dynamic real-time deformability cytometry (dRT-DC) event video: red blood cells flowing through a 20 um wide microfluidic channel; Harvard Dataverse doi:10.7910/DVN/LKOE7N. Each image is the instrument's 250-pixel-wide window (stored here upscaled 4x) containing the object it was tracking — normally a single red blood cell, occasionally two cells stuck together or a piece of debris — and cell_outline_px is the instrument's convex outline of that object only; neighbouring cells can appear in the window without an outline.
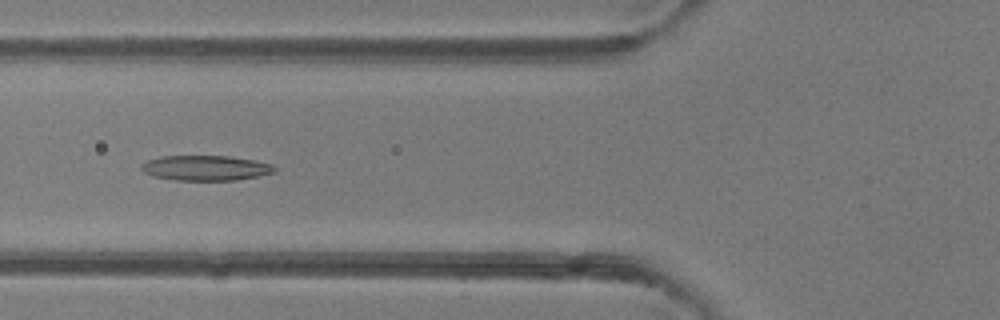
{"species": "common noctule bat (a hibernating species)", "species_latin": "Nyctalus noctula", "temperature_condition": "room temperature", "stored_images_in_passage": 50, "camera_frame_rate_fps": 3000, "um_per_image_px": 0.085, "animal": {"sex": "female"}, "frame": {"image": 1, "passage_image": 19, "time_ms": 6.0, "image_size_px": [1000, 320], "cell_outline_px": [[276, 172], [260, 176], [236, 180], [176, 180], [152, 176], [144, 172], [140, 168], [140, 164], [148, 160], [160, 156], [228, 156], [252, 160], [272, 164], [276, 168]], "centroid_in_image_um": [17.47, 14.28], "position_along_channel_um": 108.3, "area_um2": 19.54}}
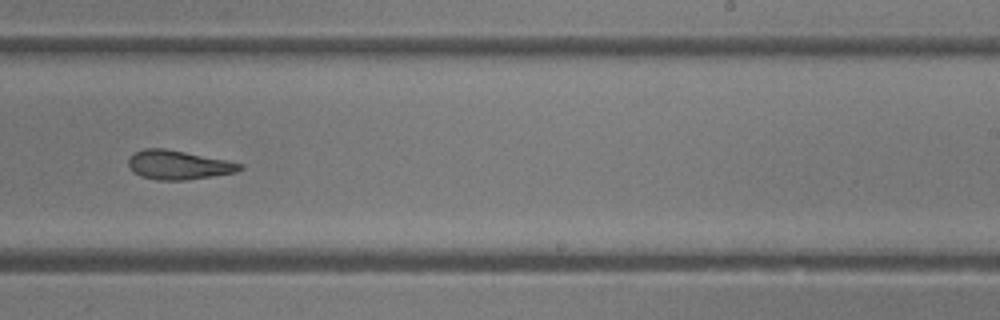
{"frame": {"image": 2, "passage_image": 31, "time_ms": 10.0, "image_size_px": [1000, 320], "cell_outline_px": [[244, 168], [236, 172], [212, 176], [184, 180], [156, 180], [140, 176], [128, 164], [128, 160], [136, 152], [144, 148], [164, 148], [244, 164]], "centroid_in_image_um": [15.18, 14.02], "position_along_channel_um": 273.8, "area_um2": 18.5}}
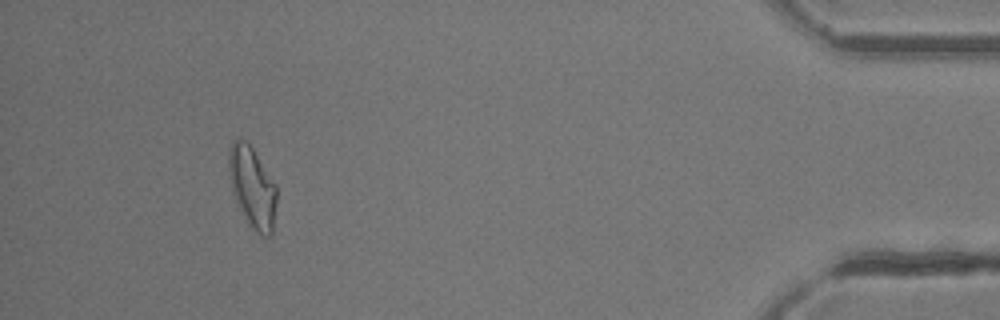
{"frame": {"image": 3, "passage_image": 46, "time_ms": 15.0, "image_size_px": [1000, 320], "cell_outline_px": [[276, 204], [272, 236], [264, 236], [252, 228], [240, 208], [232, 192], [228, 168], [228, 152], [232, 140], [244, 140], [252, 148], [276, 184]], "centroid_in_image_um": [21.45, 15.91], "position_along_channel_um": 413.8, "area_um2": 22.31}, "authors_computed_cell_mechanics": {"area_um2": 20.7213, "velocity_mm_per_s": 4.1362, "shape_relaxation_time_tau1_ms": 5.307, "shape_relaxation_time_tau2_ms": 2.6629, "deformation_change_tau1": 0.1699, "deformation_change_tau2": 0.1261}}